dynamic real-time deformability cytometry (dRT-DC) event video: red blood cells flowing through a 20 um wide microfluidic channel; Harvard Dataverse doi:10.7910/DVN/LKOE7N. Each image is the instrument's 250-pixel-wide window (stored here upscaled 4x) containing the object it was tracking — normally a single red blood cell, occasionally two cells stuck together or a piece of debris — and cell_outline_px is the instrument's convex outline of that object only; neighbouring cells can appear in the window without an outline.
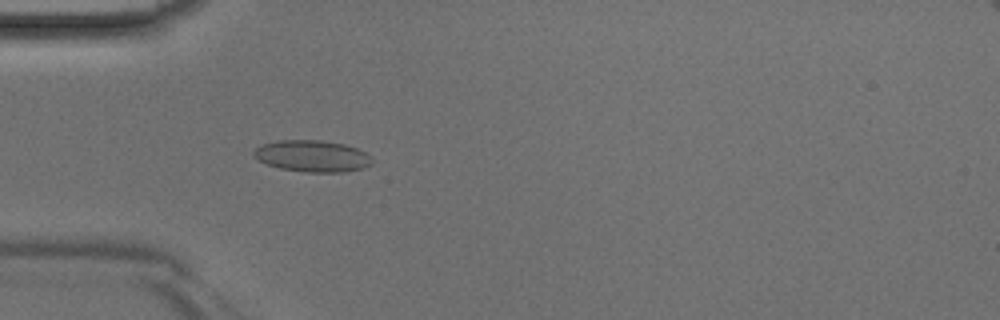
{"species": "Egyptian fruit bat (a non-hibernating species)", "species_latin": "Rousettus aegyptiacus", "temperature_condition": "room temperature", "stored_images_in_passage": 35, "camera_frame_rate_fps": 3000, "um_per_image_px": 0.085, "animal": {"sex": "male"}, "frame": {"image": 1, "passage_image": 4, "time_ms": 1.0, "image_size_px": [1000, 320], "cell_outline_px": [[372, 164], [364, 168], [344, 172], [304, 172], [280, 168], [268, 164], [252, 156], [252, 152], [256, 148], [264, 144], [280, 140], [320, 140], [344, 144], [356, 148], [364, 152], [372, 160]], "centroid_in_image_um": [26.54, 13.27], "position_along_channel_um": 58.5, "area_um2": 21.62}}
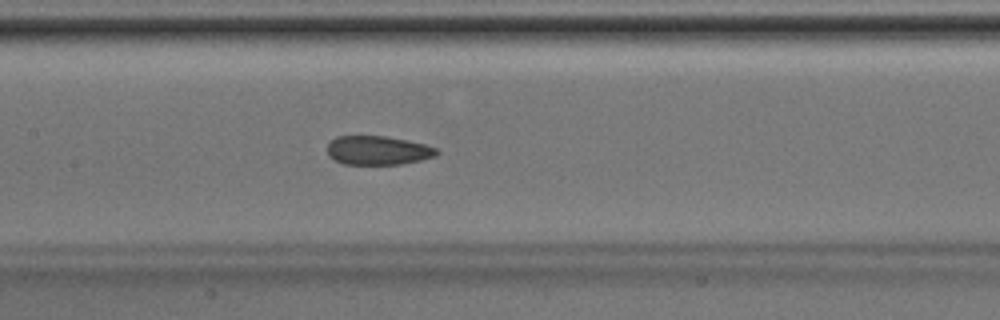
{"frame": {"image": 2, "passage_image": 12, "time_ms": 3.667, "image_size_px": [1000, 320], "cell_outline_px": [[440, 152], [436, 156], [420, 160], [400, 164], [344, 164], [328, 156], [328, 144], [336, 136], [388, 136], [408, 140], [424, 144], [436, 148]], "centroid_in_image_um": [32.14, 12.77], "position_along_channel_um": 175.3, "area_um2": 18.44}}
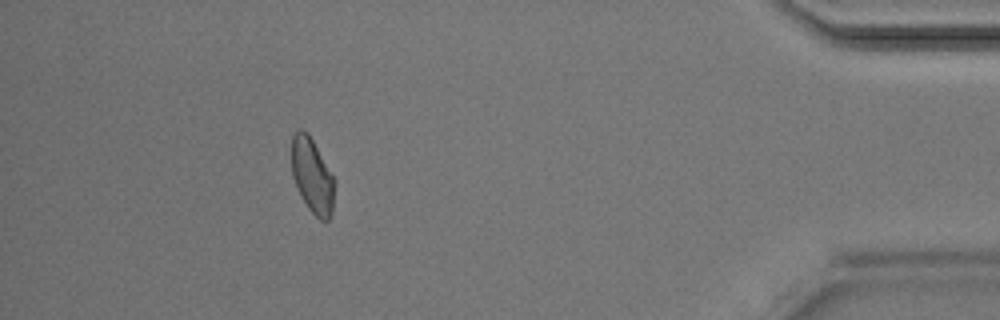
{"frame": {"image": 3, "passage_image": 31, "time_ms": 10.0, "image_size_px": [1000, 320], "cell_outline_px": [[336, 180], [332, 212], [328, 220], [320, 220], [308, 208], [300, 196], [292, 176], [292, 136], [300, 128], [308, 132]], "centroid_in_image_um": [26.55, 14.94], "position_along_channel_um": 408.6, "area_um2": 18.9}}